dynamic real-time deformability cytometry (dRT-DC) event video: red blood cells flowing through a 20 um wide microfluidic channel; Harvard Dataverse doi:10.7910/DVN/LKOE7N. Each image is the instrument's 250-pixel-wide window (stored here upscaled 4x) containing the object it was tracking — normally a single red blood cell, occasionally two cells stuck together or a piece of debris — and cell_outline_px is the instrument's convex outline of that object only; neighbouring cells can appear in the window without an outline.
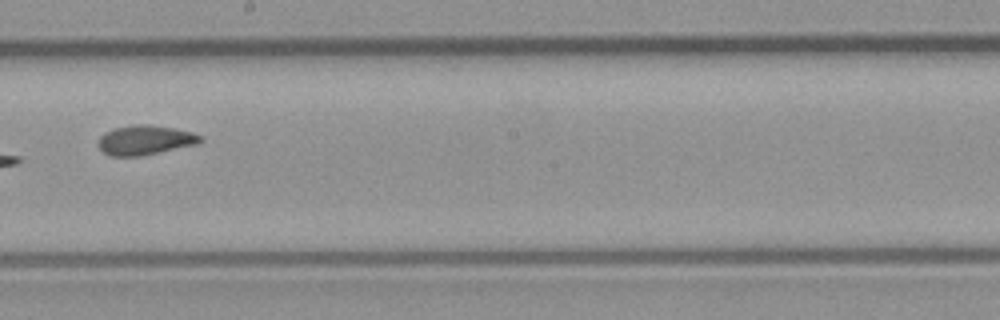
{"species": "common noctule bat (a hibernating species)", "species_latin": "Nyctalus noctula", "temperature_condition": "room temperature", "stored_images_in_passage": 6, "camera_frame_rate_fps": 3000, "um_per_image_px": 0.085, "animal": {"sex": "male", "body_mass_g": 23.1, "forearm_length_mm": 52.7}, "frame": {"image": 1, "passage_image": 6, "time_ms": 1.667, "image_size_px": [1000, 320], "cell_outline_px": [[204, 140], [200, 144], [140, 156], [112, 156], [104, 152], [100, 148], [100, 136], [104, 132], [116, 128], [136, 124], [148, 124], [172, 128], [192, 132], [200, 136]], "centroid_in_image_um": [12.38, 11.91], "position_along_channel_um": 235.8, "area_um2": 17.46}}